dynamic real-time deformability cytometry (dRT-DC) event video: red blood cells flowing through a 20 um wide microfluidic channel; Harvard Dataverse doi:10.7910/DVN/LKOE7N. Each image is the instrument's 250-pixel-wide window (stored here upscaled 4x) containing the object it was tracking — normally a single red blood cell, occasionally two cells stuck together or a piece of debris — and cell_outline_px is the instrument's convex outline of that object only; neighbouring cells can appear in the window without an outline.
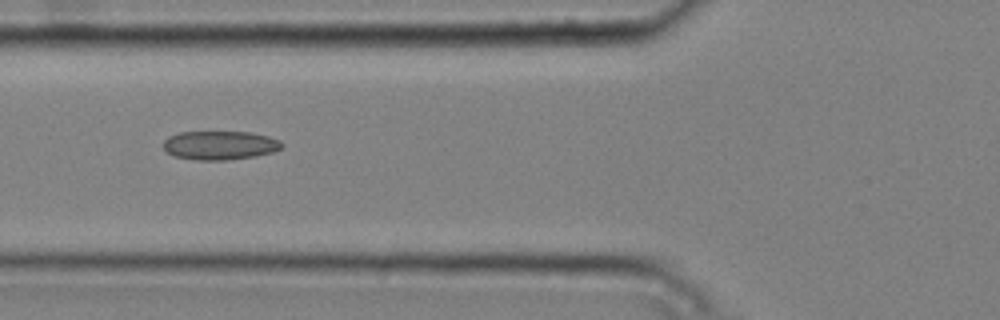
{"species": "common noctule bat (a hibernating species)", "species_latin": "Nyctalus noctula", "temperature_condition": "cold", "stored_images_in_passage": 7, "camera_frame_rate_fps": 3000, "um_per_image_px": 0.085, "animal": {"sex": "male", "body_mass_g": 20.4}, "frame": {"image": 1, "passage_image": 5, "time_ms": 1.333, "image_size_px": [1000, 320], "cell_outline_px": [[284, 144], [280, 148], [272, 152], [256, 156], [228, 160], [196, 160], [172, 156], [164, 148], [164, 140], [168, 136], [180, 132], [252, 132], [268, 136], [280, 140]], "centroid_in_image_um": [18.69, 12.35], "position_along_channel_um": 107.1, "area_um2": 20.0}}
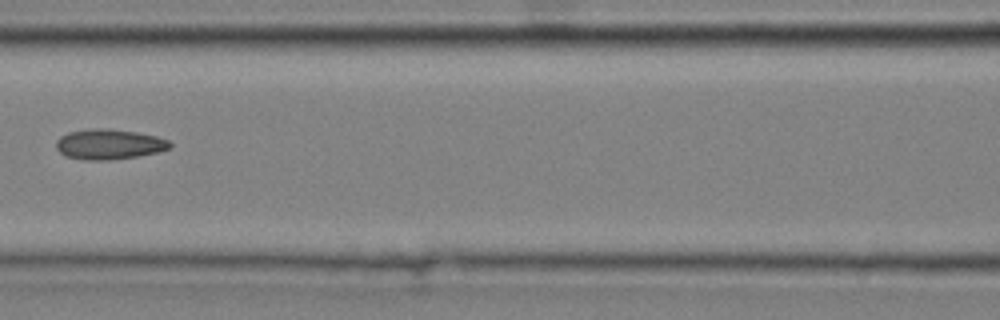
{"frame": {"image": 2, "passage_image": 6, "time_ms": 1.667, "image_size_px": [1000, 320], "cell_outline_px": [[172, 148], [160, 152], [140, 156], [112, 160], [84, 160], [64, 156], [56, 148], [56, 140], [60, 136], [68, 132], [92, 128], [108, 128], [136, 132], [156, 136], [168, 140], [172, 144]], "centroid_in_image_um": [9.28, 12.27], "position_along_channel_um": 157.3, "area_um2": 20.4}}
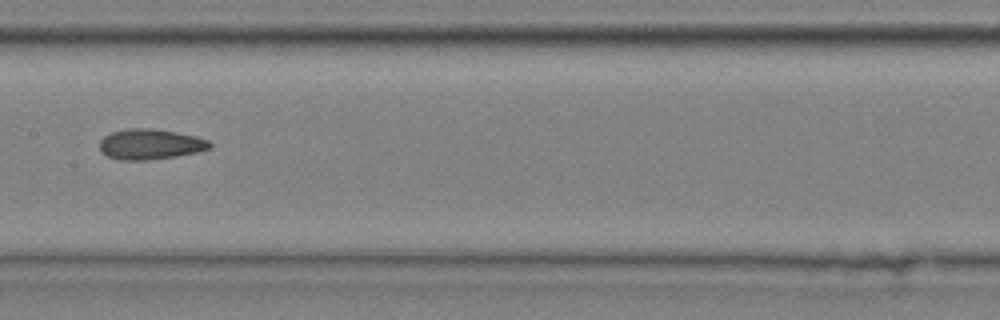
{"frame": {"image": 3, "passage_image": 7, "time_ms": 2.0, "image_size_px": [1000, 320], "cell_outline_px": [[212, 148], [196, 152], [176, 156], [148, 160], [120, 160], [108, 156], [100, 152], [100, 140], [104, 136], [112, 132], [124, 128], [152, 128], [176, 132], [196, 136], [208, 140], [212, 144]], "centroid_in_image_um": [12.76, 12.25], "position_along_channel_um": 194.6, "area_um2": 19.65}}